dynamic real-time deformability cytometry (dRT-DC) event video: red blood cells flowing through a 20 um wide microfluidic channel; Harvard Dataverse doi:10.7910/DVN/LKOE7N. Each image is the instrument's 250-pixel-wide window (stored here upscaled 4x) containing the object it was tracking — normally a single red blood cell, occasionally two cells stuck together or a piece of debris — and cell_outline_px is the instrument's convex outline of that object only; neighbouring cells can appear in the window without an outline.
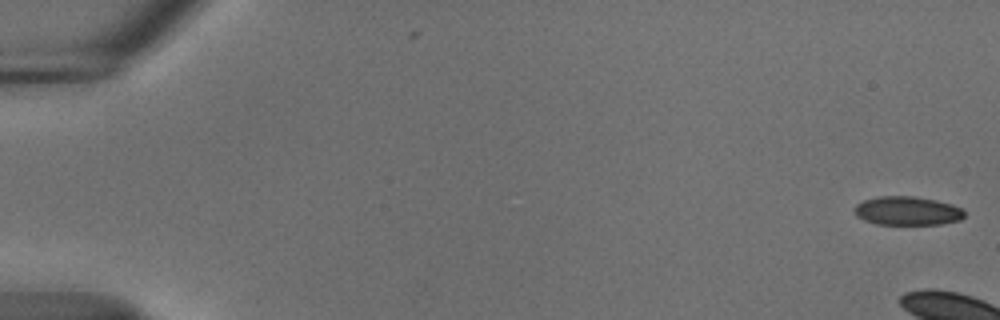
{"species": "common noctule bat (a hibernating species)", "species_latin": "Nyctalus noctula", "temperature_condition": "cold", "stored_images_in_passage": 7, "camera_frame_rate_fps": 3000, "um_per_image_px": 0.085, "animal": {"sex": "male", "body_mass_g": 18.8}, "frame": {"image": 1, "passage_image": 1, "time_ms": 0.0, "image_size_px": [1000, 320], "cell_outline_px": [[964, 216], [960, 220], [940, 224], [876, 224], [864, 220], [856, 216], [856, 204], [864, 200], [880, 196], [912, 196], [936, 200], [952, 204], [964, 208]], "centroid_in_image_um": [77.15, 17.92], "position_along_channel_um": 7.8, "area_um2": 18.38}}